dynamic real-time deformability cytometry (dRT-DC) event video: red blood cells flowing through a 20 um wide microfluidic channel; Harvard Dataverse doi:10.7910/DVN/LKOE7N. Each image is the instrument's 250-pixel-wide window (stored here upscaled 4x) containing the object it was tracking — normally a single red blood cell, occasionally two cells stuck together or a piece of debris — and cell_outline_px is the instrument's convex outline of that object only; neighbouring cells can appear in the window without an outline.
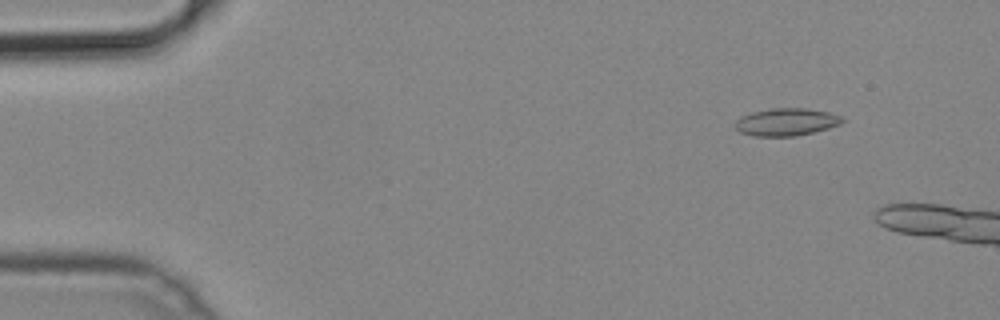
{"species": "common noctule bat (a hibernating species)", "species_latin": "Nyctalus noctula", "temperature_condition": "cold", "stored_images_in_passage": 6, "camera_frame_rate_fps": 3000, "um_per_image_px": 0.085, "animal": {"sex": "male", "body_mass_g": 19.2, "forearm_length_mm": 51.8}, "frame": {"image": 1, "passage_image": 3, "time_ms": 0.667, "image_size_px": [1000, 320], "cell_outline_px": [[844, 120], [840, 124], [828, 128], [796, 136], [752, 136], [740, 132], [736, 128], [736, 120], [740, 116], [752, 112], [772, 108], [808, 108], [828, 112], [840, 116]], "centroid_in_image_um": [66.81, 10.36], "position_along_channel_um": 18.2, "area_um2": 17.11}}